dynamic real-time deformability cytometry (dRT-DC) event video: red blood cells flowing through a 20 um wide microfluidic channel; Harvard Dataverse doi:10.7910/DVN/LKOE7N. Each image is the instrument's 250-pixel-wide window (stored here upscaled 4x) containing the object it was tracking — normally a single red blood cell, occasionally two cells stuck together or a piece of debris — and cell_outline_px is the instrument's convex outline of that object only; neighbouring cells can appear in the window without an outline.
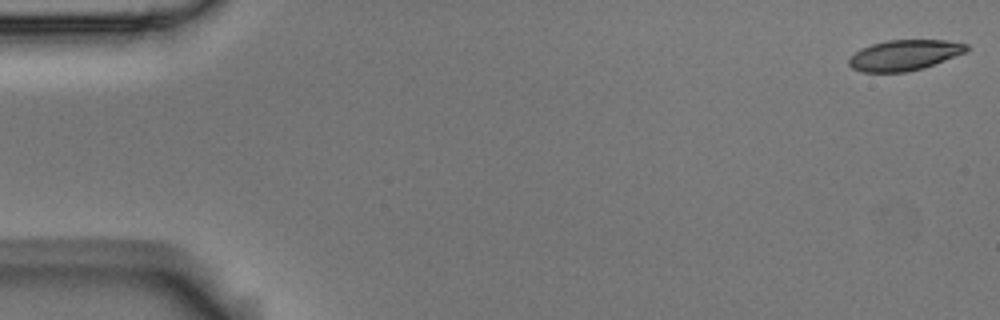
{"species": "Egyptian fruit bat (a non-hibernating species)", "species_latin": "Rousettus aegyptiacus", "temperature_condition": "room temperature", "stored_images_in_passage": 5, "camera_frame_rate_fps": 3000, "um_per_image_px": 0.085, "animal": {"sex": "male"}, "frame": {"image": 1, "passage_image": 1, "time_ms": 0.0, "image_size_px": [1000, 320], "cell_outline_px": [[968, 48], [964, 52], [924, 68], [908, 72], [860, 72], [852, 68], [848, 64], [848, 60], [860, 48], [872, 44], [888, 40], [944, 40], [968, 44]], "centroid_in_image_um": [76.83, 4.69], "position_along_channel_um": 8.2, "area_um2": 20.81}}
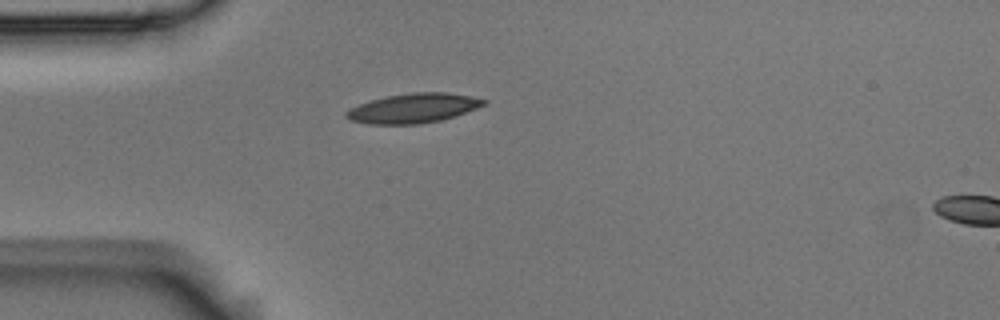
{"frame": {"image": 2, "passage_image": 4, "time_ms": 1.0, "image_size_px": [1000, 320], "cell_outline_px": [[488, 104], [440, 120], [416, 124], [368, 124], [348, 120], [344, 116], [344, 112], [360, 104], [372, 100], [388, 96], [412, 92], [448, 92], [488, 100]], "centroid_in_image_um": [35.11, 9.19], "position_along_channel_um": 49.9, "area_um2": 23.41}}